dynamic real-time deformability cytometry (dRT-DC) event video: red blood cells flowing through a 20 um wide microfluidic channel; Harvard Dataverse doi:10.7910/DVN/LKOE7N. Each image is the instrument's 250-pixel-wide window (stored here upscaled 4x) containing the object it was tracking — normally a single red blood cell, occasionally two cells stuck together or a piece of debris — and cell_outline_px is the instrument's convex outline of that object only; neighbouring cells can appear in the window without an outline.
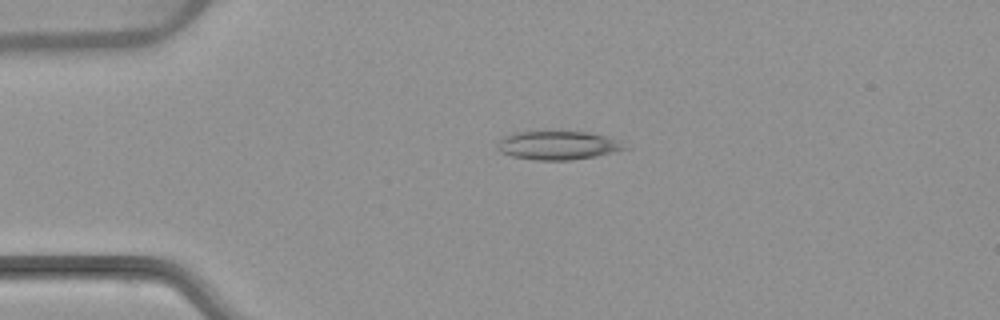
{"species": "common noctule bat (a hibernating species)", "species_latin": "Nyctalus noctula", "temperature_condition": "warm", "stored_images_in_passage": 5, "camera_frame_rate_fps": 3000, "um_per_image_px": 0.085, "animal": {"sex": "female", "body_mass_g": 22.7, "forearm_length_mm": 54.2}, "frame": {"image": 1, "passage_image": 4, "time_ms": 3.667, "image_size_px": [1000, 320], "cell_outline_px": [[632, 148], [596, 156], [572, 160], [536, 160], [512, 156], [500, 152], [496, 148], [496, 144], [504, 136], [512, 132], [548, 128], [588, 132], [620, 140]], "centroid_in_image_um": [47.41, 12.3], "position_along_channel_um": 37.6, "area_um2": 22.48}}